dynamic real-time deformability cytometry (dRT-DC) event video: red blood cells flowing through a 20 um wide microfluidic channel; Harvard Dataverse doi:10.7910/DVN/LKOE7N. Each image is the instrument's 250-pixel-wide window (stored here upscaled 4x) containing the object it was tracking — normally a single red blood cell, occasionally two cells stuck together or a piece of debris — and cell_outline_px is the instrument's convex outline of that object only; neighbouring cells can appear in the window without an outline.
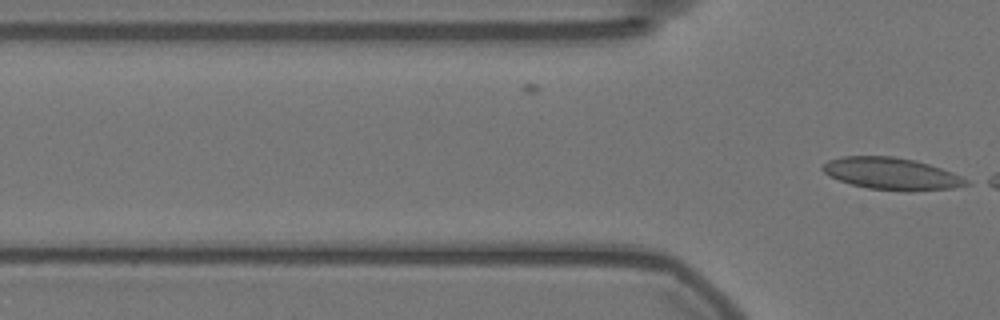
{"species": "Egyptian fruit bat (a non-hibernating species)", "species_latin": "Rousettus aegyptiacus", "temperature_condition": "warm", "stored_images_in_passage": 5, "camera_frame_rate_fps": 3000, "um_per_image_px": 0.085, "animal": {"sex": "female"}, "frame": {"image": 1, "passage_image": 5, "time_ms": 1.333, "image_size_px": [1000, 320], "cell_outline_px": [[972, 184], [952, 188], [912, 192], [904, 192], [868, 188], [852, 184], [828, 176], [820, 168], [828, 160], [840, 156], [892, 156], [912, 160], [928, 164], [952, 172], [968, 180]], "centroid_in_image_um": [75.78, 14.78], "position_along_channel_um": 50.0, "area_um2": 26.88}}